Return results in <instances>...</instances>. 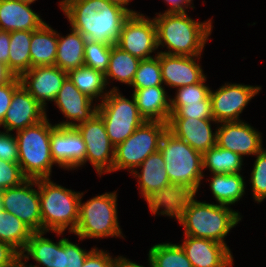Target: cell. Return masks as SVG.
<instances>
[{
	"mask_svg": "<svg viewBox=\"0 0 266 267\" xmlns=\"http://www.w3.org/2000/svg\"><path fill=\"white\" fill-rule=\"evenodd\" d=\"M195 194L181 195L164 214L174 217L185 235L226 244L225 237L242 219L230 206L197 201Z\"/></svg>",
	"mask_w": 266,
	"mask_h": 267,
	"instance_id": "cell-1",
	"label": "cell"
},
{
	"mask_svg": "<svg viewBox=\"0 0 266 267\" xmlns=\"http://www.w3.org/2000/svg\"><path fill=\"white\" fill-rule=\"evenodd\" d=\"M59 6L72 29L86 40L116 45L124 22L131 15L107 0H60Z\"/></svg>",
	"mask_w": 266,
	"mask_h": 267,
	"instance_id": "cell-2",
	"label": "cell"
},
{
	"mask_svg": "<svg viewBox=\"0 0 266 267\" xmlns=\"http://www.w3.org/2000/svg\"><path fill=\"white\" fill-rule=\"evenodd\" d=\"M157 48L166 47L159 53L179 56H201L212 32V20L201 22L185 12L156 13ZM165 45V46H164Z\"/></svg>",
	"mask_w": 266,
	"mask_h": 267,
	"instance_id": "cell-3",
	"label": "cell"
},
{
	"mask_svg": "<svg viewBox=\"0 0 266 267\" xmlns=\"http://www.w3.org/2000/svg\"><path fill=\"white\" fill-rule=\"evenodd\" d=\"M170 183L180 195L197 194L204 178L202 153L166 130L160 148Z\"/></svg>",
	"mask_w": 266,
	"mask_h": 267,
	"instance_id": "cell-4",
	"label": "cell"
},
{
	"mask_svg": "<svg viewBox=\"0 0 266 267\" xmlns=\"http://www.w3.org/2000/svg\"><path fill=\"white\" fill-rule=\"evenodd\" d=\"M39 199L42 232L51 231L59 237L68 229L74 233L79 219L81 193L56 184L50 178H39Z\"/></svg>",
	"mask_w": 266,
	"mask_h": 267,
	"instance_id": "cell-5",
	"label": "cell"
},
{
	"mask_svg": "<svg viewBox=\"0 0 266 267\" xmlns=\"http://www.w3.org/2000/svg\"><path fill=\"white\" fill-rule=\"evenodd\" d=\"M56 125L48 116L41 122L16 132L18 164L27 179L50 178L56 165L50 152L51 130Z\"/></svg>",
	"mask_w": 266,
	"mask_h": 267,
	"instance_id": "cell-6",
	"label": "cell"
},
{
	"mask_svg": "<svg viewBox=\"0 0 266 267\" xmlns=\"http://www.w3.org/2000/svg\"><path fill=\"white\" fill-rule=\"evenodd\" d=\"M117 191L105 192L82 203L79 201V219L73 234L79 241L107 237L124 238L117 212Z\"/></svg>",
	"mask_w": 266,
	"mask_h": 267,
	"instance_id": "cell-7",
	"label": "cell"
},
{
	"mask_svg": "<svg viewBox=\"0 0 266 267\" xmlns=\"http://www.w3.org/2000/svg\"><path fill=\"white\" fill-rule=\"evenodd\" d=\"M165 165L161 152L157 151L131 173L138 179L139 192L153 215L164 216L181 196L170 183Z\"/></svg>",
	"mask_w": 266,
	"mask_h": 267,
	"instance_id": "cell-8",
	"label": "cell"
},
{
	"mask_svg": "<svg viewBox=\"0 0 266 267\" xmlns=\"http://www.w3.org/2000/svg\"><path fill=\"white\" fill-rule=\"evenodd\" d=\"M124 97L119 88H110L108 95L97 106L111 144L116 147L124 142L146 121L139 113L135 99Z\"/></svg>",
	"mask_w": 266,
	"mask_h": 267,
	"instance_id": "cell-9",
	"label": "cell"
},
{
	"mask_svg": "<svg viewBox=\"0 0 266 267\" xmlns=\"http://www.w3.org/2000/svg\"><path fill=\"white\" fill-rule=\"evenodd\" d=\"M166 130L167 123L144 121L133 134L115 147L111 172L126 169L132 173L149 155L159 151Z\"/></svg>",
	"mask_w": 266,
	"mask_h": 267,
	"instance_id": "cell-10",
	"label": "cell"
},
{
	"mask_svg": "<svg viewBox=\"0 0 266 267\" xmlns=\"http://www.w3.org/2000/svg\"><path fill=\"white\" fill-rule=\"evenodd\" d=\"M75 128L86 144L85 164L89 161L98 176L111 173L115 147L109 140L102 117L95 113L89 120L79 123Z\"/></svg>",
	"mask_w": 266,
	"mask_h": 267,
	"instance_id": "cell-11",
	"label": "cell"
},
{
	"mask_svg": "<svg viewBox=\"0 0 266 267\" xmlns=\"http://www.w3.org/2000/svg\"><path fill=\"white\" fill-rule=\"evenodd\" d=\"M2 200L6 212L18 217L33 232H42L38 179H26L2 190Z\"/></svg>",
	"mask_w": 266,
	"mask_h": 267,
	"instance_id": "cell-12",
	"label": "cell"
},
{
	"mask_svg": "<svg viewBox=\"0 0 266 267\" xmlns=\"http://www.w3.org/2000/svg\"><path fill=\"white\" fill-rule=\"evenodd\" d=\"M116 45L140 60L154 57L158 49L154 18L144 14L130 15L123 24Z\"/></svg>",
	"mask_w": 266,
	"mask_h": 267,
	"instance_id": "cell-13",
	"label": "cell"
},
{
	"mask_svg": "<svg viewBox=\"0 0 266 267\" xmlns=\"http://www.w3.org/2000/svg\"><path fill=\"white\" fill-rule=\"evenodd\" d=\"M262 86L225 83L216 91L210 90L213 119L217 123L241 121L240 114L259 94Z\"/></svg>",
	"mask_w": 266,
	"mask_h": 267,
	"instance_id": "cell-14",
	"label": "cell"
},
{
	"mask_svg": "<svg viewBox=\"0 0 266 267\" xmlns=\"http://www.w3.org/2000/svg\"><path fill=\"white\" fill-rule=\"evenodd\" d=\"M52 160L58 167L75 170L85 165L86 144L75 127L55 126L50 135Z\"/></svg>",
	"mask_w": 266,
	"mask_h": 267,
	"instance_id": "cell-15",
	"label": "cell"
},
{
	"mask_svg": "<svg viewBox=\"0 0 266 267\" xmlns=\"http://www.w3.org/2000/svg\"><path fill=\"white\" fill-rule=\"evenodd\" d=\"M261 134L243 120L221 122L216 129V145L231 150L242 158L254 156L263 149Z\"/></svg>",
	"mask_w": 266,
	"mask_h": 267,
	"instance_id": "cell-16",
	"label": "cell"
},
{
	"mask_svg": "<svg viewBox=\"0 0 266 267\" xmlns=\"http://www.w3.org/2000/svg\"><path fill=\"white\" fill-rule=\"evenodd\" d=\"M89 96L79 89L67 77L59 90L54 103L67 120L55 125L60 127H75L89 120L97 113L98 103L94 104Z\"/></svg>",
	"mask_w": 266,
	"mask_h": 267,
	"instance_id": "cell-17",
	"label": "cell"
},
{
	"mask_svg": "<svg viewBox=\"0 0 266 267\" xmlns=\"http://www.w3.org/2000/svg\"><path fill=\"white\" fill-rule=\"evenodd\" d=\"M66 78L67 72L55 65L37 66L24 72L20 76V81L21 85L46 109L47 102H54Z\"/></svg>",
	"mask_w": 266,
	"mask_h": 267,
	"instance_id": "cell-18",
	"label": "cell"
},
{
	"mask_svg": "<svg viewBox=\"0 0 266 267\" xmlns=\"http://www.w3.org/2000/svg\"><path fill=\"white\" fill-rule=\"evenodd\" d=\"M46 110L20 85L14 91L10 107L0 127L8 132H17L44 120L47 117Z\"/></svg>",
	"mask_w": 266,
	"mask_h": 267,
	"instance_id": "cell-19",
	"label": "cell"
},
{
	"mask_svg": "<svg viewBox=\"0 0 266 267\" xmlns=\"http://www.w3.org/2000/svg\"><path fill=\"white\" fill-rule=\"evenodd\" d=\"M158 58L164 86L179 88L197 84L207 76L197 62L201 56H179L158 52Z\"/></svg>",
	"mask_w": 266,
	"mask_h": 267,
	"instance_id": "cell-20",
	"label": "cell"
},
{
	"mask_svg": "<svg viewBox=\"0 0 266 267\" xmlns=\"http://www.w3.org/2000/svg\"><path fill=\"white\" fill-rule=\"evenodd\" d=\"M211 122L218 124L214 119L169 118L167 130L203 154L216 145V128L213 132Z\"/></svg>",
	"mask_w": 266,
	"mask_h": 267,
	"instance_id": "cell-21",
	"label": "cell"
},
{
	"mask_svg": "<svg viewBox=\"0 0 266 267\" xmlns=\"http://www.w3.org/2000/svg\"><path fill=\"white\" fill-rule=\"evenodd\" d=\"M179 245L192 267H224L233 259V253L226 245L209 239L185 235Z\"/></svg>",
	"mask_w": 266,
	"mask_h": 267,
	"instance_id": "cell-22",
	"label": "cell"
},
{
	"mask_svg": "<svg viewBox=\"0 0 266 267\" xmlns=\"http://www.w3.org/2000/svg\"><path fill=\"white\" fill-rule=\"evenodd\" d=\"M30 5L18 0H0V30L11 32L39 29L45 21Z\"/></svg>",
	"mask_w": 266,
	"mask_h": 267,
	"instance_id": "cell-23",
	"label": "cell"
},
{
	"mask_svg": "<svg viewBox=\"0 0 266 267\" xmlns=\"http://www.w3.org/2000/svg\"><path fill=\"white\" fill-rule=\"evenodd\" d=\"M164 85L152 86L143 89H133L140 115L146 121H161L167 123L171 114L170 97Z\"/></svg>",
	"mask_w": 266,
	"mask_h": 267,
	"instance_id": "cell-24",
	"label": "cell"
},
{
	"mask_svg": "<svg viewBox=\"0 0 266 267\" xmlns=\"http://www.w3.org/2000/svg\"><path fill=\"white\" fill-rule=\"evenodd\" d=\"M57 44L58 32L46 22L33 31L30 43L31 68L55 65Z\"/></svg>",
	"mask_w": 266,
	"mask_h": 267,
	"instance_id": "cell-25",
	"label": "cell"
},
{
	"mask_svg": "<svg viewBox=\"0 0 266 267\" xmlns=\"http://www.w3.org/2000/svg\"><path fill=\"white\" fill-rule=\"evenodd\" d=\"M66 36L58 33L55 66L69 72L84 65V48L86 38L78 31L70 29Z\"/></svg>",
	"mask_w": 266,
	"mask_h": 267,
	"instance_id": "cell-26",
	"label": "cell"
},
{
	"mask_svg": "<svg viewBox=\"0 0 266 267\" xmlns=\"http://www.w3.org/2000/svg\"><path fill=\"white\" fill-rule=\"evenodd\" d=\"M45 234L44 231L34 232L20 254L23 261L27 262L31 258L37 263L29 267H58L59 240L55 243L44 237Z\"/></svg>",
	"mask_w": 266,
	"mask_h": 267,
	"instance_id": "cell-27",
	"label": "cell"
},
{
	"mask_svg": "<svg viewBox=\"0 0 266 267\" xmlns=\"http://www.w3.org/2000/svg\"><path fill=\"white\" fill-rule=\"evenodd\" d=\"M210 191L218 204L234 205L245 195V177L241 173L212 174Z\"/></svg>",
	"mask_w": 266,
	"mask_h": 267,
	"instance_id": "cell-28",
	"label": "cell"
},
{
	"mask_svg": "<svg viewBox=\"0 0 266 267\" xmlns=\"http://www.w3.org/2000/svg\"><path fill=\"white\" fill-rule=\"evenodd\" d=\"M140 61L117 45H112L107 71L104 74L107 86L111 79L131 86Z\"/></svg>",
	"mask_w": 266,
	"mask_h": 267,
	"instance_id": "cell-29",
	"label": "cell"
},
{
	"mask_svg": "<svg viewBox=\"0 0 266 267\" xmlns=\"http://www.w3.org/2000/svg\"><path fill=\"white\" fill-rule=\"evenodd\" d=\"M67 77L79 89L80 92L89 96L92 100L103 99L108 95L105 75L85 65L71 70ZM105 90V91H104Z\"/></svg>",
	"mask_w": 266,
	"mask_h": 267,
	"instance_id": "cell-30",
	"label": "cell"
},
{
	"mask_svg": "<svg viewBox=\"0 0 266 267\" xmlns=\"http://www.w3.org/2000/svg\"><path fill=\"white\" fill-rule=\"evenodd\" d=\"M33 31H11L8 69L20 77L31 68L30 43Z\"/></svg>",
	"mask_w": 266,
	"mask_h": 267,
	"instance_id": "cell-31",
	"label": "cell"
},
{
	"mask_svg": "<svg viewBox=\"0 0 266 267\" xmlns=\"http://www.w3.org/2000/svg\"><path fill=\"white\" fill-rule=\"evenodd\" d=\"M243 159L237 153L215 145L202 154L203 171L207 168L211 174L241 173Z\"/></svg>",
	"mask_w": 266,
	"mask_h": 267,
	"instance_id": "cell-32",
	"label": "cell"
},
{
	"mask_svg": "<svg viewBox=\"0 0 266 267\" xmlns=\"http://www.w3.org/2000/svg\"><path fill=\"white\" fill-rule=\"evenodd\" d=\"M34 232L15 215L0 212V241L8 243L20 254Z\"/></svg>",
	"mask_w": 266,
	"mask_h": 267,
	"instance_id": "cell-33",
	"label": "cell"
},
{
	"mask_svg": "<svg viewBox=\"0 0 266 267\" xmlns=\"http://www.w3.org/2000/svg\"><path fill=\"white\" fill-rule=\"evenodd\" d=\"M147 255L152 267H192L179 243H158L149 249Z\"/></svg>",
	"mask_w": 266,
	"mask_h": 267,
	"instance_id": "cell-34",
	"label": "cell"
},
{
	"mask_svg": "<svg viewBox=\"0 0 266 267\" xmlns=\"http://www.w3.org/2000/svg\"><path fill=\"white\" fill-rule=\"evenodd\" d=\"M160 85H163V79L157 51L156 56L148 59H143L139 62L137 71L130 87H132L133 89H143Z\"/></svg>",
	"mask_w": 266,
	"mask_h": 267,
	"instance_id": "cell-35",
	"label": "cell"
},
{
	"mask_svg": "<svg viewBox=\"0 0 266 267\" xmlns=\"http://www.w3.org/2000/svg\"><path fill=\"white\" fill-rule=\"evenodd\" d=\"M207 77L197 84L176 88L174 98H170L171 114L184 104H200L210 95L211 88L205 84Z\"/></svg>",
	"mask_w": 266,
	"mask_h": 267,
	"instance_id": "cell-36",
	"label": "cell"
},
{
	"mask_svg": "<svg viewBox=\"0 0 266 267\" xmlns=\"http://www.w3.org/2000/svg\"><path fill=\"white\" fill-rule=\"evenodd\" d=\"M112 45H104L98 42L86 40L84 48V65L106 73Z\"/></svg>",
	"mask_w": 266,
	"mask_h": 267,
	"instance_id": "cell-37",
	"label": "cell"
},
{
	"mask_svg": "<svg viewBox=\"0 0 266 267\" xmlns=\"http://www.w3.org/2000/svg\"><path fill=\"white\" fill-rule=\"evenodd\" d=\"M255 156L249 181L252 184L253 199L261 203L266 199V149L263 148Z\"/></svg>",
	"mask_w": 266,
	"mask_h": 267,
	"instance_id": "cell-38",
	"label": "cell"
},
{
	"mask_svg": "<svg viewBox=\"0 0 266 267\" xmlns=\"http://www.w3.org/2000/svg\"><path fill=\"white\" fill-rule=\"evenodd\" d=\"M86 251L68 238L59 240L58 267H82L87 255L93 250Z\"/></svg>",
	"mask_w": 266,
	"mask_h": 267,
	"instance_id": "cell-39",
	"label": "cell"
},
{
	"mask_svg": "<svg viewBox=\"0 0 266 267\" xmlns=\"http://www.w3.org/2000/svg\"><path fill=\"white\" fill-rule=\"evenodd\" d=\"M197 118V119H213L211 99L208 96L200 104H184L180 106L169 118Z\"/></svg>",
	"mask_w": 266,
	"mask_h": 267,
	"instance_id": "cell-40",
	"label": "cell"
},
{
	"mask_svg": "<svg viewBox=\"0 0 266 267\" xmlns=\"http://www.w3.org/2000/svg\"><path fill=\"white\" fill-rule=\"evenodd\" d=\"M26 179L18 163L0 160V190L18 186Z\"/></svg>",
	"mask_w": 266,
	"mask_h": 267,
	"instance_id": "cell-41",
	"label": "cell"
},
{
	"mask_svg": "<svg viewBox=\"0 0 266 267\" xmlns=\"http://www.w3.org/2000/svg\"><path fill=\"white\" fill-rule=\"evenodd\" d=\"M0 160L18 163V143L16 136L8 131H0Z\"/></svg>",
	"mask_w": 266,
	"mask_h": 267,
	"instance_id": "cell-42",
	"label": "cell"
},
{
	"mask_svg": "<svg viewBox=\"0 0 266 267\" xmlns=\"http://www.w3.org/2000/svg\"><path fill=\"white\" fill-rule=\"evenodd\" d=\"M120 257L121 255L113 258L109 252L94 247L87 255L82 267H115Z\"/></svg>",
	"mask_w": 266,
	"mask_h": 267,
	"instance_id": "cell-43",
	"label": "cell"
},
{
	"mask_svg": "<svg viewBox=\"0 0 266 267\" xmlns=\"http://www.w3.org/2000/svg\"><path fill=\"white\" fill-rule=\"evenodd\" d=\"M21 85L20 77L15 76L10 82L0 85V125L10 107L14 91Z\"/></svg>",
	"mask_w": 266,
	"mask_h": 267,
	"instance_id": "cell-44",
	"label": "cell"
},
{
	"mask_svg": "<svg viewBox=\"0 0 266 267\" xmlns=\"http://www.w3.org/2000/svg\"><path fill=\"white\" fill-rule=\"evenodd\" d=\"M18 258L20 253L8 243L0 241V267L11 266Z\"/></svg>",
	"mask_w": 266,
	"mask_h": 267,
	"instance_id": "cell-45",
	"label": "cell"
},
{
	"mask_svg": "<svg viewBox=\"0 0 266 267\" xmlns=\"http://www.w3.org/2000/svg\"><path fill=\"white\" fill-rule=\"evenodd\" d=\"M10 32L0 30V63L7 65L9 58Z\"/></svg>",
	"mask_w": 266,
	"mask_h": 267,
	"instance_id": "cell-46",
	"label": "cell"
},
{
	"mask_svg": "<svg viewBox=\"0 0 266 267\" xmlns=\"http://www.w3.org/2000/svg\"><path fill=\"white\" fill-rule=\"evenodd\" d=\"M193 0H164L169 5V9L165 12H185L188 8H195L192 3Z\"/></svg>",
	"mask_w": 266,
	"mask_h": 267,
	"instance_id": "cell-47",
	"label": "cell"
},
{
	"mask_svg": "<svg viewBox=\"0 0 266 267\" xmlns=\"http://www.w3.org/2000/svg\"><path fill=\"white\" fill-rule=\"evenodd\" d=\"M15 75L8 69L7 65L0 63V85L10 82Z\"/></svg>",
	"mask_w": 266,
	"mask_h": 267,
	"instance_id": "cell-48",
	"label": "cell"
},
{
	"mask_svg": "<svg viewBox=\"0 0 266 267\" xmlns=\"http://www.w3.org/2000/svg\"><path fill=\"white\" fill-rule=\"evenodd\" d=\"M148 265H149L148 267H152L150 263ZM115 267H145V266L137 264L136 262H133L130 259H127L126 257L121 256L118 259V262L116 263Z\"/></svg>",
	"mask_w": 266,
	"mask_h": 267,
	"instance_id": "cell-49",
	"label": "cell"
},
{
	"mask_svg": "<svg viewBox=\"0 0 266 267\" xmlns=\"http://www.w3.org/2000/svg\"><path fill=\"white\" fill-rule=\"evenodd\" d=\"M109 3L117 5L124 10L128 11L131 15L141 14L140 12L134 11L133 9L127 8L131 0H107Z\"/></svg>",
	"mask_w": 266,
	"mask_h": 267,
	"instance_id": "cell-50",
	"label": "cell"
},
{
	"mask_svg": "<svg viewBox=\"0 0 266 267\" xmlns=\"http://www.w3.org/2000/svg\"><path fill=\"white\" fill-rule=\"evenodd\" d=\"M27 263L22 258H18L11 266L9 267H29Z\"/></svg>",
	"mask_w": 266,
	"mask_h": 267,
	"instance_id": "cell-51",
	"label": "cell"
},
{
	"mask_svg": "<svg viewBox=\"0 0 266 267\" xmlns=\"http://www.w3.org/2000/svg\"><path fill=\"white\" fill-rule=\"evenodd\" d=\"M4 210L3 200H2V190H0V212Z\"/></svg>",
	"mask_w": 266,
	"mask_h": 267,
	"instance_id": "cell-52",
	"label": "cell"
},
{
	"mask_svg": "<svg viewBox=\"0 0 266 267\" xmlns=\"http://www.w3.org/2000/svg\"><path fill=\"white\" fill-rule=\"evenodd\" d=\"M18 1H21V2H24V3H28V4H32L37 0H18Z\"/></svg>",
	"mask_w": 266,
	"mask_h": 267,
	"instance_id": "cell-53",
	"label": "cell"
},
{
	"mask_svg": "<svg viewBox=\"0 0 266 267\" xmlns=\"http://www.w3.org/2000/svg\"><path fill=\"white\" fill-rule=\"evenodd\" d=\"M234 259H232L227 265H225L224 267H232L234 262H233Z\"/></svg>",
	"mask_w": 266,
	"mask_h": 267,
	"instance_id": "cell-54",
	"label": "cell"
}]
</instances>
